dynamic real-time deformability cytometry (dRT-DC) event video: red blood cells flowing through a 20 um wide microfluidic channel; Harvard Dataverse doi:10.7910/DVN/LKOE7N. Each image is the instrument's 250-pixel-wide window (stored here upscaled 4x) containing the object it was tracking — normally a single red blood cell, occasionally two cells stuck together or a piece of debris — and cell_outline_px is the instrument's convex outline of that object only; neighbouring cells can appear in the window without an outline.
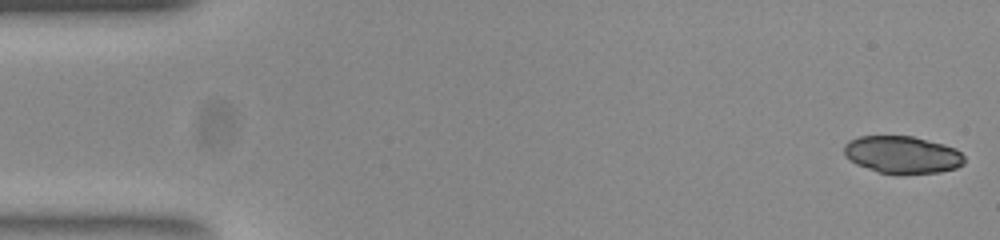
{"species": "common noctule bat (a hibernating species)", "species_latin": "Nyctalus noctula", "temperature_condition": "room temperature", "stored_images_in_passage": 48, "camera_frame_rate_fps": 3000, "um_per_image_px": 0.085, "animal": {"sex": "female", "body_mass_g": 23.0, "forearm_length_mm": 53.4}, "frame": {"image": 1, "passage_image": 1, "time_ms": 0.0, "image_size_px": [1000, 240], "cell_outline_px": [[964, 164], [956, 168], [940, 172], [876, 172], [856, 164], [844, 156], [844, 144], [848, 140], [860, 136], [912, 136], [944, 144], [956, 148], [964, 156]], "centroid_in_image_um": [76.68, 13.12], "position_along_channel_um": 8.3, "area_um2": 25.95}}